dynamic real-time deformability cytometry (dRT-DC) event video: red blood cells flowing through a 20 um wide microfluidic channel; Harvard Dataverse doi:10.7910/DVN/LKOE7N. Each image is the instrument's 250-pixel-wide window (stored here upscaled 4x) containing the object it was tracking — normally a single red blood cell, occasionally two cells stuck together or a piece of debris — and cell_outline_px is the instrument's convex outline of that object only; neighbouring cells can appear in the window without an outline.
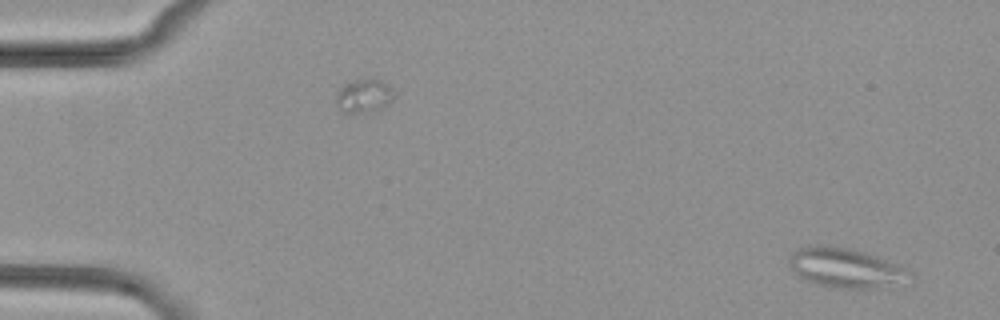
{"species": "common noctule bat (a hibernating species)", "species_latin": "Nyctalus noctula", "temperature_condition": "cold", "stored_images_in_passage": 5, "camera_frame_rate_fps": 3000, "um_per_image_px": 0.085, "animal": {"sex": "female", "body_mass_g": 29.2, "forearm_length_mm": 56.3}, "frame": {"image": 1, "passage_image": 1, "time_ms": 0.0, "image_size_px": [1000, 320], "cell_outline_px": [[916, 280], [912, 284], [876, 288], [836, 288], [816, 284], [804, 280], [792, 268], [788, 260], [788, 256], [792, 252], [800, 248], [816, 244], [848, 248], [864, 252], [900, 264], [912, 272], [916, 276]], "centroid_in_image_um": [72.04, 22.8], "position_along_channel_um": 13.0, "area_um2": 28.67}}